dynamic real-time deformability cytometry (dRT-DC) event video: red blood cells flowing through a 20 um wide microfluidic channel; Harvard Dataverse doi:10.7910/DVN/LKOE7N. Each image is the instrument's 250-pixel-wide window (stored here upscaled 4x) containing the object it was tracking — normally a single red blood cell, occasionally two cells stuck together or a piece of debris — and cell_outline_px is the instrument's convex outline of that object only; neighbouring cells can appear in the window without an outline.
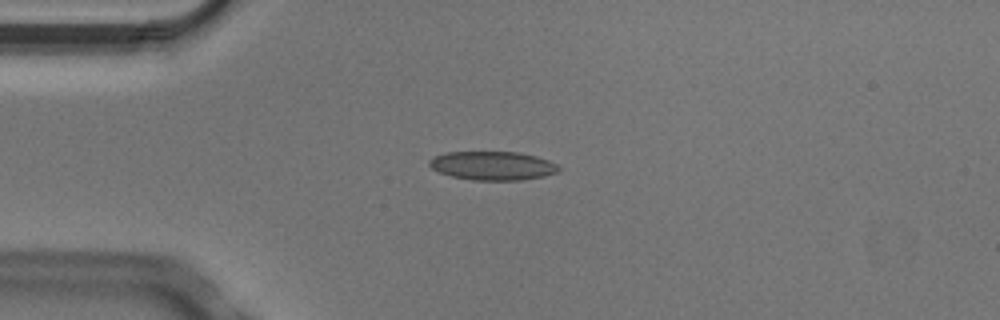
{"species": "Egyptian fruit bat (a non-hibernating species)", "species_latin": "Rousettus aegyptiacus", "temperature_condition": "cold", "stored_images_in_passage": 5, "camera_frame_rate_fps": 3000, "um_per_image_px": 0.085, "animal": {"sex": "male"}, "frame": {"image": 1, "passage_image": 3, "time_ms": 0.667, "image_size_px": [1000, 320], "cell_outline_px": [[560, 168], [556, 172], [544, 176], [520, 180], [472, 180], [452, 176], [440, 172], [432, 168], [428, 164], [428, 160], [432, 156], [444, 152], [516, 152], [536, 156], [548, 160], [556, 164]], "centroid_in_image_um": [41.83, 14.08], "position_along_channel_um": 43.2, "area_um2": 21.62}}